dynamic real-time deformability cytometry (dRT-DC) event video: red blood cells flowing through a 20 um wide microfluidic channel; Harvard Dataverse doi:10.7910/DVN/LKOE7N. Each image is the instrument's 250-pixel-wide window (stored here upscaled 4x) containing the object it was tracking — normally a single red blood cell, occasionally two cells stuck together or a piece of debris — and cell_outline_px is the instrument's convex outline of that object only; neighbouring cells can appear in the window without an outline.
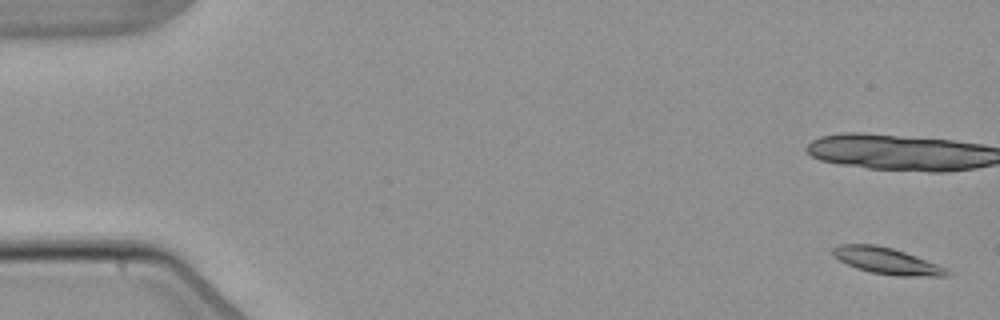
{"species": "common noctule bat (a hibernating species)", "species_latin": "Nyctalus noctula", "temperature_condition": "warm", "stored_images_in_passage": 7, "camera_frame_rate_fps": 3000, "um_per_image_px": 0.085, "animal": {"sex": "male", "body_mass_g": 21.5, "forearm_length_mm": 52.0}, "frame": {"image": 1, "passage_image": 1, "time_ms": 0.0, "image_size_px": [1000, 320], "cell_outline_px": [[952, 272], [948, 276], [896, 276], [872, 272], [856, 268], [832, 256], [832, 248], [840, 244], [876, 244], [892, 248], [916, 256], [948, 268]], "centroid_in_image_um": [75.4, 22.18], "position_along_channel_um": 9.6, "area_um2": 17.57}}
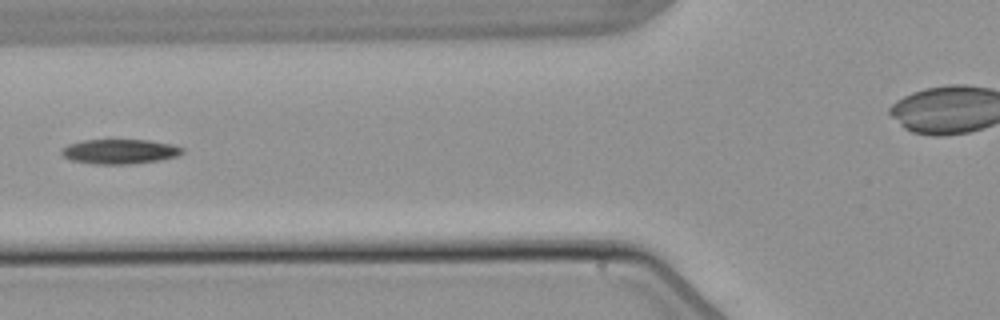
{"frame": {"image": 2, "passage_image": 6, "time_ms": 7.333, "image_size_px": [1000, 320], "cell_outline_px": [[184, 152], [176, 156], [156, 160], [128, 164], [96, 164], [72, 160], [64, 156], [60, 152], [68, 144], [84, 140], [148, 140], [172, 144], [184, 148]], "centroid_in_image_um": [10.18, 12.87], "position_along_channel_um": 115.6, "area_um2": 17.11}}